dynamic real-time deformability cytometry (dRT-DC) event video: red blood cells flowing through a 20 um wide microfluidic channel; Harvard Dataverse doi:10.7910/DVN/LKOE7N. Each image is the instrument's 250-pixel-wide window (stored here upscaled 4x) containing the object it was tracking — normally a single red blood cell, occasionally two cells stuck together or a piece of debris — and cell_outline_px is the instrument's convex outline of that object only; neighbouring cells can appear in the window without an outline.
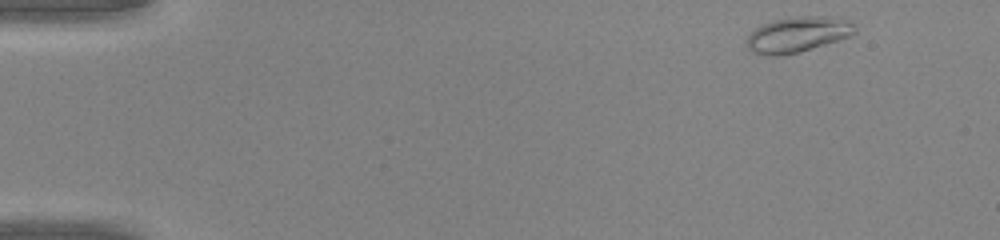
{"species": "common noctule bat (a hibernating species)", "species_latin": "Nyctalus noctula", "temperature_condition": "warm", "stored_images_in_passage": 43, "camera_frame_rate_fps": 3000, "um_per_image_px": 0.085, "animal": {"sex": "male", "body_mass_g": 20.0, "forearm_length_mm": 53.3}, "frame": {"image": 1, "passage_image": 1, "time_ms": 0.0, "image_size_px": [1000, 240], "cell_outline_px": [[856, 32], [852, 36], [800, 52], [780, 56], [772, 56], [752, 52], [744, 44], [748, 36], [756, 28], [772, 20], [800, 16], [828, 16], [856, 24]], "centroid_in_image_um": [67.8, 2.94], "position_along_channel_um": 17.2, "area_um2": 22.43}}
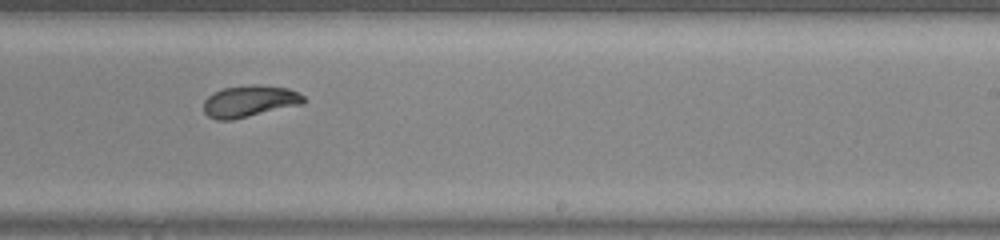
{"frame": {"image": 2, "passage_image": 26, "time_ms": 8.333, "image_size_px": [1000, 240], "cell_outline_px": [[304, 104], [232, 120], [216, 120], [208, 116], [204, 112], [204, 100], [212, 92], [224, 88], [248, 84], [260, 84], [288, 88], [304, 96]], "centroid_in_image_um": [21.2, 8.6], "position_along_channel_um": 267.8, "area_um2": 18.67}}
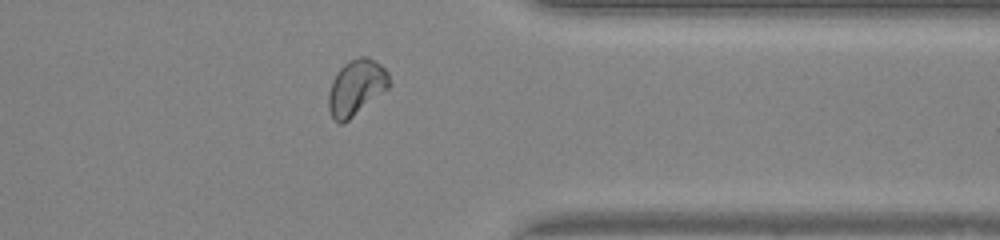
{"frame": {"image": 3, "passage_image": 34, "time_ms": 11.0, "image_size_px": [1000, 240], "cell_outline_px": [[392, 84], [388, 88], [344, 124], [340, 124], [332, 120], [328, 108], [328, 92], [332, 80], [336, 72], [344, 64], [360, 56], [368, 56], [380, 64], [388, 72]], "centroid_in_image_um": [30.26, 7.45], "position_along_channel_um": 381.1, "area_um2": 19.94}}